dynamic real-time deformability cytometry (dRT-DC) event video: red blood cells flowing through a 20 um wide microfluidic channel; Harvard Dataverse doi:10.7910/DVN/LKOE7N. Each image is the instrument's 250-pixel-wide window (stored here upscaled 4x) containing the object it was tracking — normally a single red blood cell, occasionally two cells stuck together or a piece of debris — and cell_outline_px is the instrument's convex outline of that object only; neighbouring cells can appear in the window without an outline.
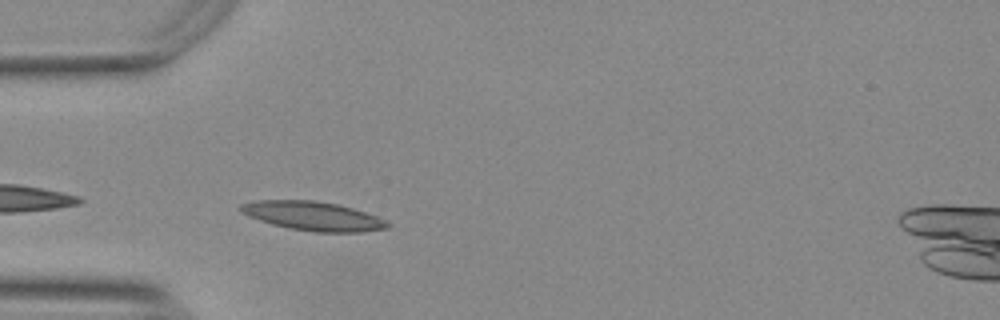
{"species": "Egyptian fruit bat (a non-hibernating species)", "species_latin": "Rousettus aegyptiacus", "temperature_condition": "warm", "stored_images_in_passage": 40, "camera_frame_rate_fps": 3000, "um_per_image_px": 0.085, "animal": {"sex": "female"}, "frame": {"image": 1, "passage_image": 2, "time_ms": 0.333, "image_size_px": [1000, 320], "cell_outline_px": [[388, 228], [360, 232], [316, 232], [288, 228], [272, 224], [248, 216], [240, 212], [236, 208], [240, 204], [256, 200], [312, 200], [336, 204], [352, 208], [376, 216], [384, 220], [388, 224]], "centroid_in_image_um": [26.53, 18.36], "position_along_channel_um": 58.5, "area_um2": 24.68}}
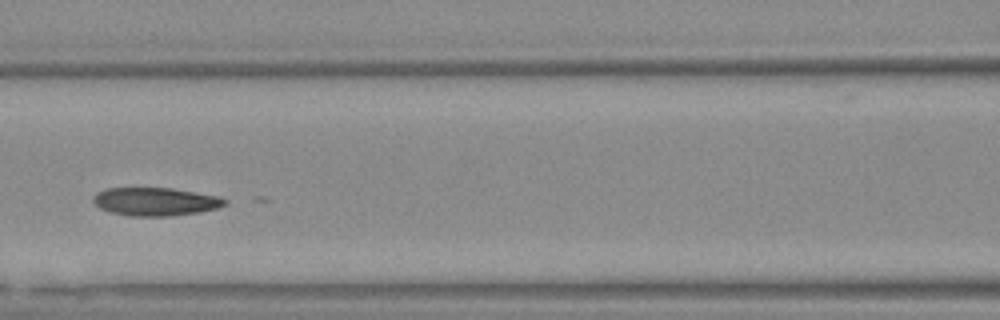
{"frame": {"image": 2, "passage_image": 10, "time_ms": 3.0, "image_size_px": [1000, 320], "cell_outline_px": [[228, 204], [216, 208], [200, 212], [172, 216], [128, 216], [108, 212], [100, 208], [92, 200], [104, 188], [172, 188], [216, 196], [228, 200]], "centroid_in_image_um": [13.22, 17.15], "position_along_channel_um": 153.4, "area_um2": 21.56}}
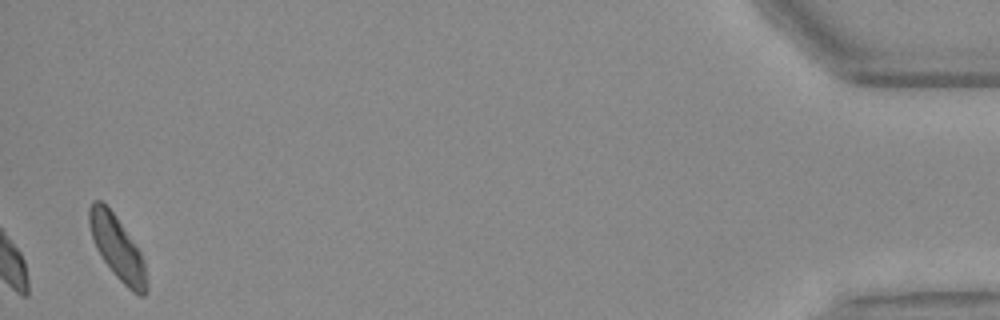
{"frame": {"image": 3, "passage_image": 39, "time_ms": 12.667, "image_size_px": [1000, 320], "cell_outline_px": [[148, 292], [144, 296], [140, 296], [132, 292], [116, 276], [104, 260], [96, 248], [88, 224], [88, 208], [92, 200], [100, 200], [112, 212], [140, 252], [144, 260], [148, 284]], "centroid_in_image_um": [9.98, 21.1], "position_along_channel_um": 425.2, "area_um2": 20.92}}